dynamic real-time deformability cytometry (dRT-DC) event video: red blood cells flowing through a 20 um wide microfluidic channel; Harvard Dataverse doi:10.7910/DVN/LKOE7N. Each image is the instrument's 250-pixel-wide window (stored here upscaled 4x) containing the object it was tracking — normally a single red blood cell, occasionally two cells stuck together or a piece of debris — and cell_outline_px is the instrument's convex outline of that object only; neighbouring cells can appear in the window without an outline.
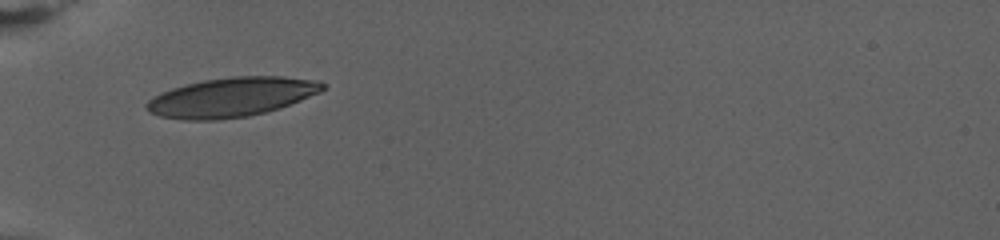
{"species": "human", "species_latin": "Homo sapiens", "temperature_condition": "warm", "stored_images_in_passage": 50, "camera_frame_rate_fps": 3000, "um_per_image_px": 0.085, "donor": {"sex": "female"}, "frame": {"image": 1, "passage_image": 1, "time_ms": 0.0, "image_size_px": [1000, 240], "cell_outline_px": [[328, 84], [320, 92], [280, 108], [248, 116], [216, 120], [184, 120], [160, 116], [148, 112], [144, 108], [144, 104], [152, 96], [160, 92], [184, 84], [204, 80], [232, 76], [284, 76], [320, 80]], "centroid_in_image_um": [19.66, 8.25], "position_along_channel_um": 65.3, "area_um2": 40.75}}
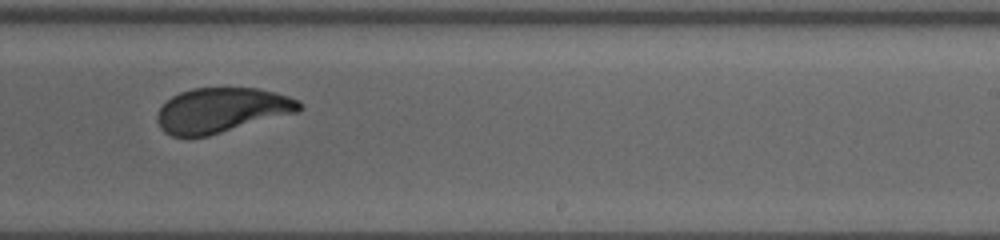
{"frame": {"image": 2, "passage_image": 24, "time_ms": 7.667, "image_size_px": [1000, 240], "cell_outline_px": [[300, 108], [296, 112], [208, 136], [172, 136], [164, 132], [160, 128], [156, 120], [156, 116], [160, 108], [172, 96], [180, 92], [192, 88], [256, 88], [276, 92], [300, 100]], "centroid_in_image_um": [18.8, 9.36], "position_along_channel_um": 270.2, "area_um2": 36.82}}
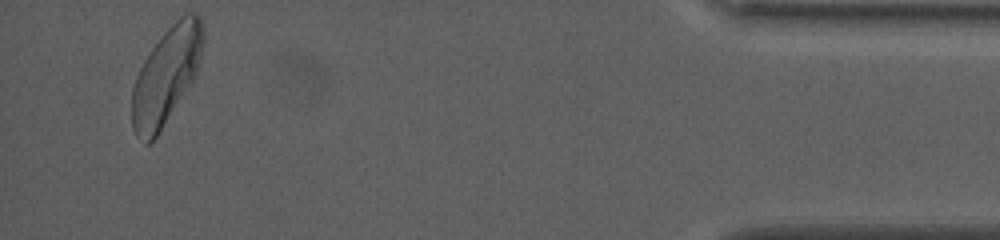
{"frame": {"image": 3, "passage_image": 47, "time_ms": 15.333, "image_size_px": [1000, 240], "cell_outline_px": [[204, 40], [196, 76], [156, 136], [148, 144], [144, 144], [136, 136], [132, 128], [132, 88], [136, 76], [144, 60], [152, 48], [164, 32], [180, 16], [188, 12], [196, 12], [200, 16], [204, 28]], "centroid_in_image_um": [14.14, 6.41], "position_along_channel_um": 421.1, "area_um2": 39.94}, "authors_computed_cell_mechanics": {"area_um2": 38.2347, "velocity_mm_per_s": 2.7718, "shape_relaxation_time_tau1_ms": 4.5223, "shape_relaxation_time_tau2_ms": null, "deformation_change_tau1": 0.1587, "deformation_change_tau2": null}}